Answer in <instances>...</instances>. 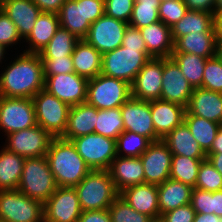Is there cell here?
Instances as JSON below:
<instances>
[{
  "mask_svg": "<svg viewBox=\"0 0 222 222\" xmlns=\"http://www.w3.org/2000/svg\"><path fill=\"white\" fill-rule=\"evenodd\" d=\"M10 60L9 64L1 66L0 96L33 98L44 89L43 62L39 53L22 51Z\"/></svg>",
  "mask_w": 222,
  "mask_h": 222,
  "instance_id": "6da1fadb",
  "label": "cell"
},
{
  "mask_svg": "<svg viewBox=\"0 0 222 222\" xmlns=\"http://www.w3.org/2000/svg\"><path fill=\"white\" fill-rule=\"evenodd\" d=\"M58 187H75L91 171L72 141L53 138L46 154Z\"/></svg>",
  "mask_w": 222,
  "mask_h": 222,
  "instance_id": "7a4b0ae2",
  "label": "cell"
},
{
  "mask_svg": "<svg viewBox=\"0 0 222 222\" xmlns=\"http://www.w3.org/2000/svg\"><path fill=\"white\" fill-rule=\"evenodd\" d=\"M74 188L82 211L108 209L120 195L108 170H91Z\"/></svg>",
  "mask_w": 222,
  "mask_h": 222,
  "instance_id": "3957f363",
  "label": "cell"
},
{
  "mask_svg": "<svg viewBox=\"0 0 222 222\" xmlns=\"http://www.w3.org/2000/svg\"><path fill=\"white\" fill-rule=\"evenodd\" d=\"M104 14V0H66L58 17L60 27L81 40L87 37L91 24Z\"/></svg>",
  "mask_w": 222,
  "mask_h": 222,
  "instance_id": "277c9868",
  "label": "cell"
},
{
  "mask_svg": "<svg viewBox=\"0 0 222 222\" xmlns=\"http://www.w3.org/2000/svg\"><path fill=\"white\" fill-rule=\"evenodd\" d=\"M46 155L26 158L18 190L44 204L57 189Z\"/></svg>",
  "mask_w": 222,
  "mask_h": 222,
  "instance_id": "5b68a950",
  "label": "cell"
},
{
  "mask_svg": "<svg viewBox=\"0 0 222 222\" xmlns=\"http://www.w3.org/2000/svg\"><path fill=\"white\" fill-rule=\"evenodd\" d=\"M153 58L147 49H132L122 45L102 54L101 73L132 84L143 66Z\"/></svg>",
  "mask_w": 222,
  "mask_h": 222,
  "instance_id": "8992f818",
  "label": "cell"
},
{
  "mask_svg": "<svg viewBox=\"0 0 222 222\" xmlns=\"http://www.w3.org/2000/svg\"><path fill=\"white\" fill-rule=\"evenodd\" d=\"M130 97L131 84L122 79L102 73L88 79L86 103L97 109L121 107Z\"/></svg>",
  "mask_w": 222,
  "mask_h": 222,
  "instance_id": "52a82bcc",
  "label": "cell"
},
{
  "mask_svg": "<svg viewBox=\"0 0 222 222\" xmlns=\"http://www.w3.org/2000/svg\"><path fill=\"white\" fill-rule=\"evenodd\" d=\"M32 101L36 123L53 138L62 137L67 128L70 106L44 89L39 91Z\"/></svg>",
  "mask_w": 222,
  "mask_h": 222,
  "instance_id": "ba28073f",
  "label": "cell"
},
{
  "mask_svg": "<svg viewBox=\"0 0 222 222\" xmlns=\"http://www.w3.org/2000/svg\"><path fill=\"white\" fill-rule=\"evenodd\" d=\"M0 218L6 222H43V204L18 189L0 190Z\"/></svg>",
  "mask_w": 222,
  "mask_h": 222,
  "instance_id": "9c48e42d",
  "label": "cell"
},
{
  "mask_svg": "<svg viewBox=\"0 0 222 222\" xmlns=\"http://www.w3.org/2000/svg\"><path fill=\"white\" fill-rule=\"evenodd\" d=\"M91 170H108L116 158V140L91 133L71 140Z\"/></svg>",
  "mask_w": 222,
  "mask_h": 222,
  "instance_id": "30bf717a",
  "label": "cell"
},
{
  "mask_svg": "<svg viewBox=\"0 0 222 222\" xmlns=\"http://www.w3.org/2000/svg\"><path fill=\"white\" fill-rule=\"evenodd\" d=\"M37 125L32 98L0 96V132L10 133Z\"/></svg>",
  "mask_w": 222,
  "mask_h": 222,
  "instance_id": "8fae6325",
  "label": "cell"
},
{
  "mask_svg": "<svg viewBox=\"0 0 222 222\" xmlns=\"http://www.w3.org/2000/svg\"><path fill=\"white\" fill-rule=\"evenodd\" d=\"M3 147L25 158L42 157L47 154L53 137L38 124L4 137Z\"/></svg>",
  "mask_w": 222,
  "mask_h": 222,
  "instance_id": "7c38bea8",
  "label": "cell"
},
{
  "mask_svg": "<svg viewBox=\"0 0 222 222\" xmlns=\"http://www.w3.org/2000/svg\"><path fill=\"white\" fill-rule=\"evenodd\" d=\"M81 212L74 187H57L43 204L44 222H78Z\"/></svg>",
  "mask_w": 222,
  "mask_h": 222,
  "instance_id": "4fadbf2b",
  "label": "cell"
},
{
  "mask_svg": "<svg viewBox=\"0 0 222 222\" xmlns=\"http://www.w3.org/2000/svg\"><path fill=\"white\" fill-rule=\"evenodd\" d=\"M44 79V90L68 104L70 107L86 102L88 83L86 77L72 72L44 75Z\"/></svg>",
  "mask_w": 222,
  "mask_h": 222,
  "instance_id": "5bb4252c",
  "label": "cell"
},
{
  "mask_svg": "<svg viewBox=\"0 0 222 222\" xmlns=\"http://www.w3.org/2000/svg\"><path fill=\"white\" fill-rule=\"evenodd\" d=\"M128 25V23L104 14L91 24L85 40L101 54H105L122 45L124 33Z\"/></svg>",
  "mask_w": 222,
  "mask_h": 222,
  "instance_id": "9a60e30c",
  "label": "cell"
},
{
  "mask_svg": "<svg viewBox=\"0 0 222 222\" xmlns=\"http://www.w3.org/2000/svg\"><path fill=\"white\" fill-rule=\"evenodd\" d=\"M172 156L168 145L163 140L152 142L140 156L145 183L158 185L169 179Z\"/></svg>",
  "mask_w": 222,
  "mask_h": 222,
  "instance_id": "2e32d148",
  "label": "cell"
},
{
  "mask_svg": "<svg viewBox=\"0 0 222 222\" xmlns=\"http://www.w3.org/2000/svg\"><path fill=\"white\" fill-rule=\"evenodd\" d=\"M124 131L134 132L150 139L152 142L161 140L155 132L151 118L150 101L130 97L121 107Z\"/></svg>",
  "mask_w": 222,
  "mask_h": 222,
  "instance_id": "e0dca14e",
  "label": "cell"
},
{
  "mask_svg": "<svg viewBox=\"0 0 222 222\" xmlns=\"http://www.w3.org/2000/svg\"><path fill=\"white\" fill-rule=\"evenodd\" d=\"M194 88L183 76L180 67L170 58H163L160 99L187 107Z\"/></svg>",
  "mask_w": 222,
  "mask_h": 222,
  "instance_id": "ac0fdd59",
  "label": "cell"
},
{
  "mask_svg": "<svg viewBox=\"0 0 222 222\" xmlns=\"http://www.w3.org/2000/svg\"><path fill=\"white\" fill-rule=\"evenodd\" d=\"M162 74L163 58H150L131 84V97L143 101L160 99Z\"/></svg>",
  "mask_w": 222,
  "mask_h": 222,
  "instance_id": "d6986e66",
  "label": "cell"
},
{
  "mask_svg": "<svg viewBox=\"0 0 222 222\" xmlns=\"http://www.w3.org/2000/svg\"><path fill=\"white\" fill-rule=\"evenodd\" d=\"M151 118L156 135L162 140L184 122L186 108L162 99L150 101Z\"/></svg>",
  "mask_w": 222,
  "mask_h": 222,
  "instance_id": "ffe728a7",
  "label": "cell"
},
{
  "mask_svg": "<svg viewBox=\"0 0 222 222\" xmlns=\"http://www.w3.org/2000/svg\"><path fill=\"white\" fill-rule=\"evenodd\" d=\"M108 171L119 193L128 187L145 183L144 169L140 157L116 156Z\"/></svg>",
  "mask_w": 222,
  "mask_h": 222,
  "instance_id": "44dd1931",
  "label": "cell"
},
{
  "mask_svg": "<svg viewBox=\"0 0 222 222\" xmlns=\"http://www.w3.org/2000/svg\"><path fill=\"white\" fill-rule=\"evenodd\" d=\"M1 10L16 25L25 40L32 31L41 10L32 0H0Z\"/></svg>",
  "mask_w": 222,
  "mask_h": 222,
  "instance_id": "7402d4cb",
  "label": "cell"
},
{
  "mask_svg": "<svg viewBox=\"0 0 222 222\" xmlns=\"http://www.w3.org/2000/svg\"><path fill=\"white\" fill-rule=\"evenodd\" d=\"M119 196L137 212L151 219L160 217L157 185L144 183L131 186L120 192Z\"/></svg>",
  "mask_w": 222,
  "mask_h": 222,
  "instance_id": "603a6c76",
  "label": "cell"
},
{
  "mask_svg": "<svg viewBox=\"0 0 222 222\" xmlns=\"http://www.w3.org/2000/svg\"><path fill=\"white\" fill-rule=\"evenodd\" d=\"M186 111L222 125V93L194 88Z\"/></svg>",
  "mask_w": 222,
  "mask_h": 222,
  "instance_id": "cb8c5ba5",
  "label": "cell"
},
{
  "mask_svg": "<svg viewBox=\"0 0 222 222\" xmlns=\"http://www.w3.org/2000/svg\"><path fill=\"white\" fill-rule=\"evenodd\" d=\"M144 39L147 52L155 58H170L174 51L171 28L162 21L149 24L139 29Z\"/></svg>",
  "mask_w": 222,
  "mask_h": 222,
  "instance_id": "d4e9b609",
  "label": "cell"
},
{
  "mask_svg": "<svg viewBox=\"0 0 222 222\" xmlns=\"http://www.w3.org/2000/svg\"><path fill=\"white\" fill-rule=\"evenodd\" d=\"M59 27L60 22L58 14L41 12L36 19L31 33L23 41V47L25 46V49H18L16 52L19 53L23 50L28 53H39L49 43Z\"/></svg>",
  "mask_w": 222,
  "mask_h": 222,
  "instance_id": "484cf974",
  "label": "cell"
},
{
  "mask_svg": "<svg viewBox=\"0 0 222 222\" xmlns=\"http://www.w3.org/2000/svg\"><path fill=\"white\" fill-rule=\"evenodd\" d=\"M97 110L86 102L70 107L67 128L61 138L71 141L74 138L94 133Z\"/></svg>",
  "mask_w": 222,
  "mask_h": 222,
  "instance_id": "4316f807",
  "label": "cell"
},
{
  "mask_svg": "<svg viewBox=\"0 0 222 222\" xmlns=\"http://www.w3.org/2000/svg\"><path fill=\"white\" fill-rule=\"evenodd\" d=\"M71 57L77 75L91 79L101 74L102 54L85 39L76 43Z\"/></svg>",
  "mask_w": 222,
  "mask_h": 222,
  "instance_id": "83f0119b",
  "label": "cell"
},
{
  "mask_svg": "<svg viewBox=\"0 0 222 222\" xmlns=\"http://www.w3.org/2000/svg\"><path fill=\"white\" fill-rule=\"evenodd\" d=\"M173 155H181L193 159H206L207 155L183 122L162 139Z\"/></svg>",
  "mask_w": 222,
  "mask_h": 222,
  "instance_id": "f1b7e54d",
  "label": "cell"
},
{
  "mask_svg": "<svg viewBox=\"0 0 222 222\" xmlns=\"http://www.w3.org/2000/svg\"><path fill=\"white\" fill-rule=\"evenodd\" d=\"M157 188L160 217L164 213L191 203L193 188L187 184L169 178L163 183L158 184Z\"/></svg>",
  "mask_w": 222,
  "mask_h": 222,
  "instance_id": "f546056e",
  "label": "cell"
},
{
  "mask_svg": "<svg viewBox=\"0 0 222 222\" xmlns=\"http://www.w3.org/2000/svg\"><path fill=\"white\" fill-rule=\"evenodd\" d=\"M173 52L192 53L204 58L217 55L215 27L208 32L190 33L180 37L174 43Z\"/></svg>",
  "mask_w": 222,
  "mask_h": 222,
  "instance_id": "4dcf8cb0",
  "label": "cell"
},
{
  "mask_svg": "<svg viewBox=\"0 0 222 222\" xmlns=\"http://www.w3.org/2000/svg\"><path fill=\"white\" fill-rule=\"evenodd\" d=\"M0 190L17 189L22 177L25 157L0 146Z\"/></svg>",
  "mask_w": 222,
  "mask_h": 222,
  "instance_id": "1f68e13d",
  "label": "cell"
},
{
  "mask_svg": "<svg viewBox=\"0 0 222 222\" xmlns=\"http://www.w3.org/2000/svg\"><path fill=\"white\" fill-rule=\"evenodd\" d=\"M214 21V13L188 10L185 16L171 27L174 43L190 33L208 32L214 26Z\"/></svg>",
  "mask_w": 222,
  "mask_h": 222,
  "instance_id": "d6a6232c",
  "label": "cell"
},
{
  "mask_svg": "<svg viewBox=\"0 0 222 222\" xmlns=\"http://www.w3.org/2000/svg\"><path fill=\"white\" fill-rule=\"evenodd\" d=\"M184 123L188 126L203 151L207 153L211 149L221 124L191 115L187 111L185 112Z\"/></svg>",
  "mask_w": 222,
  "mask_h": 222,
  "instance_id": "836d02e7",
  "label": "cell"
},
{
  "mask_svg": "<svg viewBox=\"0 0 222 222\" xmlns=\"http://www.w3.org/2000/svg\"><path fill=\"white\" fill-rule=\"evenodd\" d=\"M171 58L180 67L183 76L193 88L202 87L203 70L207 58L184 52H172Z\"/></svg>",
  "mask_w": 222,
  "mask_h": 222,
  "instance_id": "e575fe53",
  "label": "cell"
},
{
  "mask_svg": "<svg viewBox=\"0 0 222 222\" xmlns=\"http://www.w3.org/2000/svg\"><path fill=\"white\" fill-rule=\"evenodd\" d=\"M79 41L68 30L59 27L49 43L39 52L41 58H60L71 56Z\"/></svg>",
  "mask_w": 222,
  "mask_h": 222,
  "instance_id": "d590c367",
  "label": "cell"
},
{
  "mask_svg": "<svg viewBox=\"0 0 222 222\" xmlns=\"http://www.w3.org/2000/svg\"><path fill=\"white\" fill-rule=\"evenodd\" d=\"M123 131L124 122L120 107L97 110L94 133L116 140Z\"/></svg>",
  "mask_w": 222,
  "mask_h": 222,
  "instance_id": "8d00e7d4",
  "label": "cell"
},
{
  "mask_svg": "<svg viewBox=\"0 0 222 222\" xmlns=\"http://www.w3.org/2000/svg\"><path fill=\"white\" fill-rule=\"evenodd\" d=\"M205 159H193L181 155H173L170 178L195 188L199 167Z\"/></svg>",
  "mask_w": 222,
  "mask_h": 222,
  "instance_id": "74e56055",
  "label": "cell"
},
{
  "mask_svg": "<svg viewBox=\"0 0 222 222\" xmlns=\"http://www.w3.org/2000/svg\"><path fill=\"white\" fill-rule=\"evenodd\" d=\"M152 141L130 131H123L116 139V155L120 157H140Z\"/></svg>",
  "mask_w": 222,
  "mask_h": 222,
  "instance_id": "f35d334b",
  "label": "cell"
},
{
  "mask_svg": "<svg viewBox=\"0 0 222 222\" xmlns=\"http://www.w3.org/2000/svg\"><path fill=\"white\" fill-rule=\"evenodd\" d=\"M159 6V0H135L132 15L128 24L140 29L160 21Z\"/></svg>",
  "mask_w": 222,
  "mask_h": 222,
  "instance_id": "ab89813d",
  "label": "cell"
},
{
  "mask_svg": "<svg viewBox=\"0 0 222 222\" xmlns=\"http://www.w3.org/2000/svg\"><path fill=\"white\" fill-rule=\"evenodd\" d=\"M195 188L209 192L222 190V175L207 158L199 167Z\"/></svg>",
  "mask_w": 222,
  "mask_h": 222,
  "instance_id": "60d3db41",
  "label": "cell"
},
{
  "mask_svg": "<svg viewBox=\"0 0 222 222\" xmlns=\"http://www.w3.org/2000/svg\"><path fill=\"white\" fill-rule=\"evenodd\" d=\"M111 222H149L151 218L134 210L123 198L118 196L108 208Z\"/></svg>",
  "mask_w": 222,
  "mask_h": 222,
  "instance_id": "b9f144b4",
  "label": "cell"
},
{
  "mask_svg": "<svg viewBox=\"0 0 222 222\" xmlns=\"http://www.w3.org/2000/svg\"><path fill=\"white\" fill-rule=\"evenodd\" d=\"M201 88L222 93V61L217 55L207 58Z\"/></svg>",
  "mask_w": 222,
  "mask_h": 222,
  "instance_id": "7bdbcfd3",
  "label": "cell"
},
{
  "mask_svg": "<svg viewBox=\"0 0 222 222\" xmlns=\"http://www.w3.org/2000/svg\"><path fill=\"white\" fill-rule=\"evenodd\" d=\"M23 39L21 38L16 25L8 18V16L1 10L0 11V44L6 49L13 51L20 48L21 43L23 47ZM19 43V44H18ZM17 45H19L17 47ZM16 46V48H15Z\"/></svg>",
  "mask_w": 222,
  "mask_h": 222,
  "instance_id": "ee69618b",
  "label": "cell"
},
{
  "mask_svg": "<svg viewBox=\"0 0 222 222\" xmlns=\"http://www.w3.org/2000/svg\"><path fill=\"white\" fill-rule=\"evenodd\" d=\"M187 11L184 0L164 1L159 6V19L171 28L185 16Z\"/></svg>",
  "mask_w": 222,
  "mask_h": 222,
  "instance_id": "f6af8a7d",
  "label": "cell"
},
{
  "mask_svg": "<svg viewBox=\"0 0 222 222\" xmlns=\"http://www.w3.org/2000/svg\"><path fill=\"white\" fill-rule=\"evenodd\" d=\"M135 0H104L105 15L128 23L134 8Z\"/></svg>",
  "mask_w": 222,
  "mask_h": 222,
  "instance_id": "bcb514c9",
  "label": "cell"
},
{
  "mask_svg": "<svg viewBox=\"0 0 222 222\" xmlns=\"http://www.w3.org/2000/svg\"><path fill=\"white\" fill-rule=\"evenodd\" d=\"M41 59L43 62L44 75H57L74 72V65L71 56Z\"/></svg>",
  "mask_w": 222,
  "mask_h": 222,
  "instance_id": "7dc6e473",
  "label": "cell"
},
{
  "mask_svg": "<svg viewBox=\"0 0 222 222\" xmlns=\"http://www.w3.org/2000/svg\"><path fill=\"white\" fill-rule=\"evenodd\" d=\"M190 204L196 213L212 214L211 192L193 188L191 192Z\"/></svg>",
  "mask_w": 222,
  "mask_h": 222,
  "instance_id": "c3c4849f",
  "label": "cell"
},
{
  "mask_svg": "<svg viewBox=\"0 0 222 222\" xmlns=\"http://www.w3.org/2000/svg\"><path fill=\"white\" fill-rule=\"evenodd\" d=\"M195 214L196 212L192 208V205L186 204L162 214L161 218L165 222H193Z\"/></svg>",
  "mask_w": 222,
  "mask_h": 222,
  "instance_id": "681fc988",
  "label": "cell"
},
{
  "mask_svg": "<svg viewBox=\"0 0 222 222\" xmlns=\"http://www.w3.org/2000/svg\"><path fill=\"white\" fill-rule=\"evenodd\" d=\"M122 46L132 49H146V45L139 28L128 25L122 40Z\"/></svg>",
  "mask_w": 222,
  "mask_h": 222,
  "instance_id": "f907efd6",
  "label": "cell"
},
{
  "mask_svg": "<svg viewBox=\"0 0 222 222\" xmlns=\"http://www.w3.org/2000/svg\"><path fill=\"white\" fill-rule=\"evenodd\" d=\"M78 222H111L108 209L82 211Z\"/></svg>",
  "mask_w": 222,
  "mask_h": 222,
  "instance_id": "816d5d0a",
  "label": "cell"
},
{
  "mask_svg": "<svg viewBox=\"0 0 222 222\" xmlns=\"http://www.w3.org/2000/svg\"><path fill=\"white\" fill-rule=\"evenodd\" d=\"M188 10L203 11L215 14L216 0H184Z\"/></svg>",
  "mask_w": 222,
  "mask_h": 222,
  "instance_id": "f5cc1de1",
  "label": "cell"
},
{
  "mask_svg": "<svg viewBox=\"0 0 222 222\" xmlns=\"http://www.w3.org/2000/svg\"><path fill=\"white\" fill-rule=\"evenodd\" d=\"M42 12L58 14L66 0H32Z\"/></svg>",
  "mask_w": 222,
  "mask_h": 222,
  "instance_id": "db71d44e",
  "label": "cell"
},
{
  "mask_svg": "<svg viewBox=\"0 0 222 222\" xmlns=\"http://www.w3.org/2000/svg\"><path fill=\"white\" fill-rule=\"evenodd\" d=\"M211 211L219 217H222V190L211 192Z\"/></svg>",
  "mask_w": 222,
  "mask_h": 222,
  "instance_id": "11a10c76",
  "label": "cell"
},
{
  "mask_svg": "<svg viewBox=\"0 0 222 222\" xmlns=\"http://www.w3.org/2000/svg\"><path fill=\"white\" fill-rule=\"evenodd\" d=\"M207 159L222 175V153H206Z\"/></svg>",
  "mask_w": 222,
  "mask_h": 222,
  "instance_id": "9f6ffc18",
  "label": "cell"
},
{
  "mask_svg": "<svg viewBox=\"0 0 222 222\" xmlns=\"http://www.w3.org/2000/svg\"><path fill=\"white\" fill-rule=\"evenodd\" d=\"M193 222H222V217L215 214L196 213Z\"/></svg>",
  "mask_w": 222,
  "mask_h": 222,
  "instance_id": "6f0895ef",
  "label": "cell"
},
{
  "mask_svg": "<svg viewBox=\"0 0 222 222\" xmlns=\"http://www.w3.org/2000/svg\"><path fill=\"white\" fill-rule=\"evenodd\" d=\"M207 153H222V125L216 134L211 149Z\"/></svg>",
  "mask_w": 222,
  "mask_h": 222,
  "instance_id": "680465c9",
  "label": "cell"
},
{
  "mask_svg": "<svg viewBox=\"0 0 222 222\" xmlns=\"http://www.w3.org/2000/svg\"><path fill=\"white\" fill-rule=\"evenodd\" d=\"M217 47L222 46V15L215 17L214 21Z\"/></svg>",
  "mask_w": 222,
  "mask_h": 222,
  "instance_id": "91938a15",
  "label": "cell"
},
{
  "mask_svg": "<svg viewBox=\"0 0 222 222\" xmlns=\"http://www.w3.org/2000/svg\"><path fill=\"white\" fill-rule=\"evenodd\" d=\"M8 49H6L3 45L0 44V67L1 65L6 62V60L8 61L9 59L7 58L8 56ZM7 53V54H6ZM6 55V56H5ZM7 58V59H6ZM4 61V62H3Z\"/></svg>",
  "mask_w": 222,
  "mask_h": 222,
  "instance_id": "94428289",
  "label": "cell"
},
{
  "mask_svg": "<svg viewBox=\"0 0 222 222\" xmlns=\"http://www.w3.org/2000/svg\"><path fill=\"white\" fill-rule=\"evenodd\" d=\"M222 15V0H216L215 3V17Z\"/></svg>",
  "mask_w": 222,
  "mask_h": 222,
  "instance_id": "6125c7cd",
  "label": "cell"
},
{
  "mask_svg": "<svg viewBox=\"0 0 222 222\" xmlns=\"http://www.w3.org/2000/svg\"><path fill=\"white\" fill-rule=\"evenodd\" d=\"M217 56L221 59L222 61V46L217 47Z\"/></svg>",
  "mask_w": 222,
  "mask_h": 222,
  "instance_id": "be15d7a7",
  "label": "cell"
},
{
  "mask_svg": "<svg viewBox=\"0 0 222 222\" xmlns=\"http://www.w3.org/2000/svg\"><path fill=\"white\" fill-rule=\"evenodd\" d=\"M149 222H165L161 217L153 218Z\"/></svg>",
  "mask_w": 222,
  "mask_h": 222,
  "instance_id": "e7e4bbea",
  "label": "cell"
},
{
  "mask_svg": "<svg viewBox=\"0 0 222 222\" xmlns=\"http://www.w3.org/2000/svg\"><path fill=\"white\" fill-rule=\"evenodd\" d=\"M159 1L161 3V2H164V1H173V0H159Z\"/></svg>",
  "mask_w": 222,
  "mask_h": 222,
  "instance_id": "03108f58",
  "label": "cell"
}]
</instances>
